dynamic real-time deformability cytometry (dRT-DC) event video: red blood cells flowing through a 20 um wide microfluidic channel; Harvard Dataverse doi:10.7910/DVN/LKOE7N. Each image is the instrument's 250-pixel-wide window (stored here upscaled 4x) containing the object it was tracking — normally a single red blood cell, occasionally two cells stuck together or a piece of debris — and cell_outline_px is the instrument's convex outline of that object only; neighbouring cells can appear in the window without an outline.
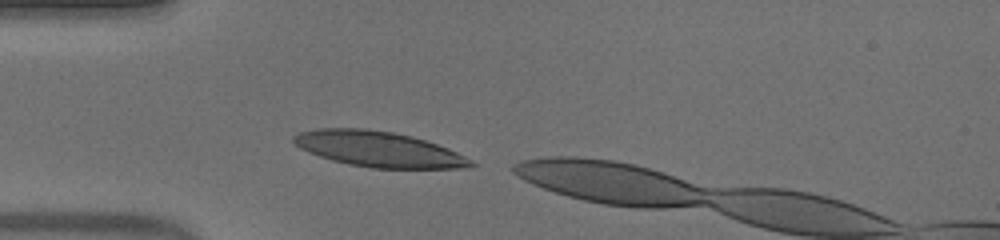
{"species": "human", "species_latin": "Homo sapiens", "temperature_condition": "warm", "stored_images_in_passage": 6, "camera_frame_rate_fps": 3000, "um_per_image_px": 0.085, "donor": {"sex": "male"}, "frame": {"image": 1, "passage_image": 1, "time_ms": 0.0, "image_size_px": [1000, 240], "cell_outline_px": [[476, 164], [460, 168], [372, 168], [348, 164], [332, 160], [308, 152], [292, 144], [292, 136], [300, 132], [316, 128], [364, 128], [392, 132], [412, 136], [448, 148], [472, 160]], "centroid_in_image_um": [32.11, 12.67], "position_along_channel_um": 52.9, "area_um2": 36.53}}